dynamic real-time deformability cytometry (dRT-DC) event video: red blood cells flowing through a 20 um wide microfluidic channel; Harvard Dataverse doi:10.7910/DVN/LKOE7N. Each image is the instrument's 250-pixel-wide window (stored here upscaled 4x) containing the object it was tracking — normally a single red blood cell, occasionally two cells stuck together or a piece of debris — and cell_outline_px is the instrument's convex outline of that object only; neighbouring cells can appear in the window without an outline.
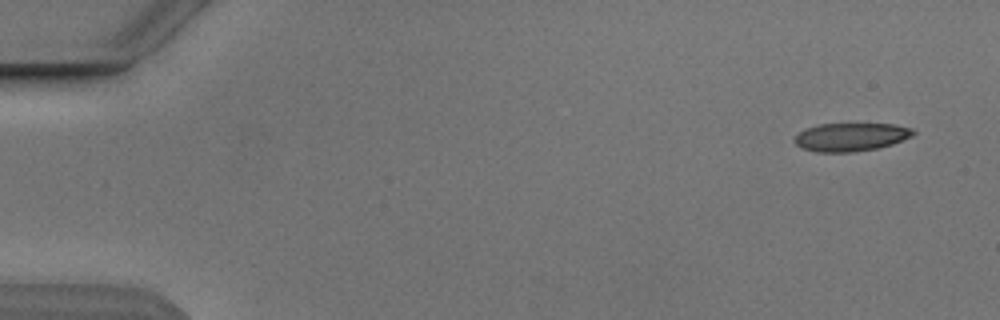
{"species": "Egyptian fruit bat (a non-hibernating species)", "species_latin": "Rousettus aegyptiacus", "temperature_condition": "cold", "stored_images_in_passage": 5, "segment_of_instrument_passage": [2, 2], "camera_frame_rate_fps": 3000, "um_per_image_px": 0.085, "animal": {"sex": "male"}, "frame": {"image": 1, "passage_image": 5, "time_ms": 4.667, "image_size_px": [1000, 320], "cell_outline_px": [[916, 132], [912, 136], [892, 144], [876, 148], [852, 152], [816, 152], [804, 148], [796, 144], [792, 140], [804, 128], [820, 124], [896, 124], [912, 128]], "centroid_in_image_um": [72.32, 11.64], "position_along_channel_um": 12.7, "area_um2": 19.48}}